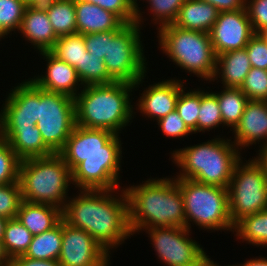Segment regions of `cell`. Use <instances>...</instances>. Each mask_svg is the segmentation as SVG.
Here are the masks:
<instances>
[{
	"instance_id": "obj_1",
	"label": "cell",
	"mask_w": 267,
	"mask_h": 266,
	"mask_svg": "<svg viewBox=\"0 0 267 266\" xmlns=\"http://www.w3.org/2000/svg\"><path fill=\"white\" fill-rule=\"evenodd\" d=\"M119 135L76 125L59 152L79 189H119L122 143ZM119 181V182H118Z\"/></svg>"
},
{
	"instance_id": "obj_2",
	"label": "cell",
	"mask_w": 267,
	"mask_h": 266,
	"mask_svg": "<svg viewBox=\"0 0 267 266\" xmlns=\"http://www.w3.org/2000/svg\"><path fill=\"white\" fill-rule=\"evenodd\" d=\"M79 191V195L66 201L62 219L70 226L89 233L111 254V248H117L132 235L125 189H122L120 197H115V190Z\"/></svg>"
},
{
	"instance_id": "obj_3",
	"label": "cell",
	"mask_w": 267,
	"mask_h": 266,
	"mask_svg": "<svg viewBox=\"0 0 267 266\" xmlns=\"http://www.w3.org/2000/svg\"><path fill=\"white\" fill-rule=\"evenodd\" d=\"M124 189L132 235L154 227H186L183 197L175 178H150Z\"/></svg>"
},
{
	"instance_id": "obj_4",
	"label": "cell",
	"mask_w": 267,
	"mask_h": 266,
	"mask_svg": "<svg viewBox=\"0 0 267 266\" xmlns=\"http://www.w3.org/2000/svg\"><path fill=\"white\" fill-rule=\"evenodd\" d=\"M144 77L136 84L115 81L83 87L74 98L76 125L119 135L134 115L130 92L138 88Z\"/></svg>"
},
{
	"instance_id": "obj_5",
	"label": "cell",
	"mask_w": 267,
	"mask_h": 266,
	"mask_svg": "<svg viewBox=\"0 0 267 266\" xmlns=\"http://www.w3.org/2000/svg\"><path fill=\"white\" fill-rule=\"evenodd\" d=\"M230 141L219 137L173 151L172 162L182 171L176 177L228 188L234 167L242 158Z\"/></svg>"
},
{
	"instance_id": "obj_6",
	"label": "cell",
	"mask_w": 267,
	"mask_h": 266,
	"mask_svg": "<svg viewBox=\"0 0 267 266\" xmlns=\"http://www.w3.org/2000/svg\"><path fill=\"white\" fill-rule=\"evenodd\" d=\"M19 183L26 202L64 209L72 172L59 153L21 160Z\"/></svg>"
},
{
	"instance_id": "obj_7",
	"label": "cell",
	"mask_w": 267,
	"mask_h": 266,
	"mask_svg": "<svg viewBox=\"0 0 267 266\" xmlns=\"http://www.w3.org/2000/svg\"><path fill=\"white\" fill-rule=\"evenodd\" d=\"M159 45L181 69L201 79L212 81L216 70V55L209 33L185 30L167 25L158 29Z\"/></svg>"
},
{
	"instance_id": "obj_8",
	"label": "cell",
	"mask_w": 267,
	"mask_h": 266,
	"mask_svg": "<svg viewBox=\"0 0 267 266\" xmlns=\"http://www.w3.org/2000/svg\"><path fill=\"white\" fill-rule=\"evenodd\" d=\"M183 197L186 228L194 222L205 230H230L234 225L229 215L228 188L208 185L193 179L176 178Z\"/></svg>"
},
{
	"instance_id": "obj_9",
	"label": "cell",
	"mask_w": 267,
	"mask_h": 266,
	"mask_svg": "<svg viewBox=\"0 0 267 266\" xmlns=\"http://www.w3.org/2000/svg\"><path fill=\"white\" fill-rule=\"evenodd\" d=\"M141 26L126 24L121 30L108 32L107 54L104 63L108 74L115 80L136 84L146 76V58L141 41Z\"/></svg>"
},
{
	"instance_id": "obj_10",
	"label": "cell",
	"mask_w": 267,
	"mask_h": 266,
	"mask_svg": "<svg viewBox=\"0 0 267 266\" xmlns=\"http://www.w3.org/2000/svg\"><path fill=\"white\" fill-rule=\"evenodd\" d=\"M229 215L233 225L242 217L267 208V177L250 159L235 165L228 185Z\"/></svg>"
},
{
	"instance_id": "obj_11",
	"label": "cell",
	"mask_w": 267,
	"mask_h": 266,
	"mask_svg": "<svg viewBox=\"0 0 267 266\" xmlns=\"http://www.w3.org/2000/svg\"><path fill=\"white\" fill-rule=\"evenodd\" d=\"M44 143L59 153L76 126L75 101L72 97L38 87V121Z\"/></svg>"
},
{
	"instance_id": "obj_12",
	"label": "cell",
	"mask_w": 267,
	"mask_h": 266,
	"mask_svg": "<svg viewBox=\"0 0 267 266\" xmlns=\"http://www.w3.org/2000/svg\"><path fill=\"white\" fill-rule=\"evenodd\" d=\"M146 232L158 259L167 266H200L206 256L203 247L189 237L186 227H154Z\"/></svg>"
},
{
	"instance_id": "obj_13",
	"label": "cell",
	"mask_w": 267,
	"mask_h": 266,
	"mask_svg": "<svg viewBox=\"0 0 267 266\" xmlns=\"http://www.w3.org/2000/svg\"><path fill=\"white\" fill-rule=\"evenodd\" d=\"M109 253L86 231L62 219L61 266H109Z\"/></svg>"
},
{
	"instance_id": "obj_14",
	"label": "cell",
	"mask_w": 267,
	"mask_h": 266,
	"mask_svg": "<svg viewBox=\"0 0 267 266\" xmlns=\"http://www.w3.org/2000/svg\"><path fill=\"white\" fill-rule=\"evenodd\" d=\"M255 35L246 9L219 12L209 31L215 55L243 49Z\"/></svg>"
},
{
	"instance_id": "obj_15",
	"label": "cell",
	"mask_w": 267,
	"mask_h": 266,
	"mask_svg": "<svg viewBox=\"0 0 267 266\" xmlns=\"http://www.w3.org/2000/svg\"><path fill=\"white\" fill-rule=\"evenodd\" d=\"M0 112V128H31L38 121V86L30 79L12 88Z\"/></svg>"
},
{
	"instance_id": "obj_16",
	"label": "cell",
	"mask_w": 267,
	"mask_h": 266,
	"mask_svg": "<svg viewBox=\"0 0 267 266\" xmlns=\"http://www.w3.org/2000/svg\"><path fill=\"white\" fill-rule=\"evenodd\" d=\"M183 81L168 79L149 85L138 99V110L156 121L176 110V103L183 89Z\"/></svg>"
},
{
	"instance_id": "obj_17",
	"label": "cell",
	"mask_w": 267,
	"mask_h": 266,
	"mask_svg": "<svg viewBox=\"0 0 267 266\" xmlns=\"http://www.w3.org/2000/svg\"><path fill=\"white\" fill-rule=\"evenodd\" d=\"M40 54L47 61L46 72L44 76H34L31 80L43 90L61 93L74 99L79 92L78 90H80V85L81 88L83 87L76 69L65 61L58 59L50 51H42Z\"/></svg>"
},
{
	"instance_id": "obj_18",
	"label": "cell",
	"mask_w": 267,
	"mask_h": 266,
	"mask_svg": "<svg viewBox=\"0 0 267 266\" xmlns=\"http://www.w3.org/2000/svg\"><path fill=\"white\" fill-rule=\"evenodd\" d=\"M233 133V143L238 150L256 142L264 143L261 146L267 145V101L249 100Z\"/></svg>"
},
{
	"instance_id": "obj_19",
	"label": "cell",
	"mask_w": 267,
	"mask_h": 266,
	"mask_svg": "<svg viewBox=\"0 0 267 266\" xmlns=\"http://www.w3.org/2000/svg\"><path fill=\"white\" fill-rule=\"evenodd\" d=\"M19 31L39 52L50 51L58 39L43 6L26 7Z\"/></svg>"
},
{
	"instance_id": "obj_20",
	"label": "cell",
	"mask_w": 267,
	"mask_h": 266,
	"mask_svg": "<svg viewBox=\"0 0 267 266\" xmlns=\"http://www.w3.org/2000/svg\"><path fill=\"white\" fill-rule=\"evenodd\" d=\"M77 33L82 35L121 30L124 23L117 15L98 5L75 0Z\"/></svg>"
},
{
	"instance_id": "obj_21",
	"label": "cell",
	"mask_w": 267,
	"mask_h": 266,
	"mask_svg": "<svg viewBox=\"0 0 267 266\" xmlns=\"http://www.w3.org/2000/svg\"><path fill=\"white\" fill-rule=\"evenodd\" d=\"M0 136L10 144L21 160L54 154L44 143L36 125L31 128H0Z\"/></svg>"
},
{
	"instance_id": "obj_22",
	"label": "cell",
	"mask_w": 267,
	"mask_h": 266,
	"mask_svg": "<svg viewBox=\"0 0 267 266\" xmlns=\"http://www.w3.org/2000/svg\"><path fill=\"white\" fill-rule=\"evenodd\" d=\"M251 68L246 48L225 52L216 56V70L212 80L221 77L224 87L240 88Z\"/></svg>"
},
{
	"instance_id": "obj_23",
	"label": "cell",
	"mask_w": 267,
	"mask_h": 266,
	"mask_svg": "<svg viewBox=\"0 0 267 266\" xmlns=\"http://www.w3.org/2000/svg\"><path fill=\"white\" fill-rule=\"evenodd\" d=\"M16 218L32 233L41 234L55 227L62 220V209L40 203L22 201Z\"/></svg>"
},
{
	"instance_id": "obj_24",
	"label": "cell",
	"mask_w": 267,
	"mask_h": 266,
	"mask_svg": "<svg viewBox=\"0 0 267 266\" xmlns=\"http://www.w3.org/2000/svg\"><path fill=\"white\" fill-rule=\"evenodd\" d=\"M218 14L217 8L209 3L200 0H186L173 25L185 30L209 33Z\"/></svg>"
},
{
	"instance_id": "obj_25",
	"label": "cell",
	"mask_w": 267,
	"mask_h": 266,
	"mask_svg": "<svg viewBox=\"0 0 267 266\" xmlns=\"http://www.w3.org/2000/svg\"><path fill=\"white\" fill-rule=\"evenodd\" d=\"M62 220L52 229L33 236L24 257L41 260H58L61 253Z\"/></svg>"
},
{
	"instance_id": "obj_26",
	"label": "cell",
	"mask_w": 267,
	"mask_h": 266,
	"mask_svg": "<svg viewBox=\"0 0 267 266\" xmlns=\"http://www.w3.org/2000/svg\"><path fill=\"white\" fill-rule=\"evenodd\" d=\"M43 7L58 38L77 33L75 0H50Z\"/></svg>"
},
{
	"instance_id": "obj_27",
	"label": "cell",
	"mask_w": 267,
	"mask_h": 266,
	"mask_svg": "<svg viewBox=\"0 0 267 266\" xmlns=\"http://www.w3.org/2000/svg\"><path fill=\"white\" fill-rule=\"evenodd\" d=\"M213 93L217 96L223 126L226 125L234 130L240 122L249 99L240 88L223 87L220 93Z\"/></svg>"
},
{
	"instance_id": "obj_28",
	"label": "cell",
	"mask_w": 267,
	"mask_h": 266,
	"mask_svg": "<svg viewBox=\"0 0 267 266\" xmlns=\"http://www.w3.org/2000/svg\"><path fill=\"white\" fill-rule=\"evenodd\" d=\"M237 239H242L248 244L267 246V208L251 215L242 217L234 224L233 232Z\"/></svg>"
},
{
	"instance_id": "obj_29",
	"label": "cell",
	"mask_w": 267,
	"mask_h": 266,
	"mask_svg": "<svg viewBox=\"0 0 267 266\" xmlns=\"http://www.w3.org/2000/svg\"><path fill=\"white\" fill-rule=\"evenodd\" d=\"M32 238V233L17 218L8 219L2 242L11 259L24 255Z\"/></svg>"
},
{
	"instance_id": "obj_30",
	"label": "cell",
	"mask_w": 267,
	"mask_h": 266,
	"mask_svg": "<svg viewBox=\"0 0 267 266\" xmlns=\"http://www.w3.org/2000/svg\"><path fill=\"white\" fill-rule=\"evenodd\" d=\"M50 52L76 69L77 66H82L84 53L87 52L84 36L74 33L59 37Z\"/></svg>"
},
{
	"instance_id": "obj_31",
	"label": "cell",
	"mask_w": 267,
	"mask_h": 266,
	"mask_svg": "<svg viewBox=\"0 0 267 266\" xmlns=\"http://www.w3.org/2000/svg\"><path fill=\"white\" fill-rule=\"evenodd\" d=\"M76 73L83 87L92 85H106L115 80L108 74L104 59L84 53L82 66L76 67Z\"/></svg>"
},
{
	"instance_id": "obj_32",
	"label": "cell",
	"mask_w": 267,
	"mask_h": 266,
	"mask_svg": "<svg viewBox=\"0 0 267 266\" xmlns=\"http://www.w3.org/2000/svg\"><path fill=\"white\" fill-rule=\"evenodd\" d=\"M223 124L217 96L213 92L200 90V108L197 120V133L209 131Z\"/></svg>"
},
{
	"instance_id": "obj_33",
	"label": "cell",
	"mask_w": 267,
	"mask_h": 266,
	"mask_svg": "<svg viewBox=\"0 0 267 266\" xmlns=\"http://www.w3.org/2000/svg\"><path fill=\"white\" fill-rule=\"evenodd\" d=\"M92 3L99 7L111 11L117 15L124 23H137L139 26L143 22V16L138 7L137 0H81Z\"/></svg>"
},
{
	"instance_id": "obj_34",
	"label": "cell",
	"mask_w": 267,
	"mask_h": 266,
	"mask_svg": "<svg viewBox=\"0 0 267 266\" xmlns=\"http://www.w3.org/2000/svg\"><path fill=\"white\" fill-rule=\"evenodd\" d=\"M26 7L21 0H0V40L19 31Z\"/></svg>"
},
{
	"instance_id": "obj_35",
	"label": "cell",
	"mask_w": 267,
	"mask_h": 266,
	"mask_svg": "<svg viewBox=\"0 0 267 266\" xmlns=\"http://www.w3.org/2000/svg\"><path fill=\"white\" fill-rule=\"evenodd\" d=\"M183 88L180 91L176 110L179 116L184 120L187 127L193 132L197 133V120L200 108V90H190L187 93Z\"/></svg>"
},
{
	"instance_id": "obj_36",
	"label": "cell",
	"mask_w": 267,
	"mask_h": 266,
	"mask_svg": "<svg viewBox=\"0 0 267 266\" xmlns=\"http://www.w3.org/2000/svg\"><path fill=\"white\" fill-rule=\"evenodd\" d=\"M20 163L10 144L0 136V185L18 182Z\"/></svg>"
},
{
	"instance_id": "obj_37",
	"label": "cell",
	"mask_w": 267,
	"mask_h": 266,
	"mask_svg": "<svg viewBox=\"0 0 267 266\" xmlns=\"http://www.w3.org/2000/svg\"><path fill=\"white\" fill-rule=\"evenodd\" d=\"M186 0H147L153 14L154 24H158L160 29L167 25H172L176 20L181 6Z\"/></svg>"
},
{
	"instance_id": "obj_38",
	"label": "cell",
	"mask_w": 267,
	"mask_h": 266,
	"mask_svg": "<svg viewBox=\"0 0 267 266\" xmlns=\"http://www.w3.org/2000/svg\"><path fill=\"white\" fill-rule=\"evenodd\" d=\"M240 90L249 100L267 101V70L252 67Z\"/></svg>"
},
{
	"instance_id": "obj_39",
	"label": "cell",
	"mask_w": 267,
	"mask_h": 266,
	"mask_svg": "<svg viewBox=\"0 0 267 266\" xmlns=\"http://www.w3.org/2000/svg\"><path fill=\"white\" fill-rule=\"evenodd\" d=\"M23 201L20 183L0 185V216L7 219L16 218Z\"/></svg>"
},
{
	"instance_id": "obj_40",
	"label": "cell",
	"mask_w": 267,
	"mask_h": 266,
	"mask_svg": "<svg viewBox=\"0 0 267 266\" xmlns=\"http://www.w3.org/2000/svg\"><path fill=\"white\" fill-rule=\"evenodd\" d=\"M157 124L159 125L160 130H162V134L170 138L184 137L190 133H193L187 127L184 120L179 116L177 110L159 119Z\"/></svg>"
},
{
	"instance_id": "obj_41",
	"label": "cell",
	"mask_w": 267,
	"mask_h": 266,
	"mask_svg": "<svg viewBox=\"0 0 267 266\" xmlns=\"http://www.w3.org/2000/svg\"><path fill=\"white\" fill-rule=\"evenodd\" d=\"M252 67L267 70V40L255 34L246 45Z\"/></svg>"
},
{
	"instance_id": "obj_42",
	"label": "cell",
	"mask_w": 267,
	"mask_h": 266,
	"mask_svg": "<svg viewBox=\"0 0 267 266\" xmlns=\"http://www.w3.org/2000/svg\"><path fill=\"white\" fill-rule=\"evenodd\" d=\"M245 8L255 34L267 28V0H246Z\"/></svg>"
},
{
	"instance_id": "obj_43",
	"label": "cell",
	"mask_w": 267,
	"mask_h": 266,
	"mask_svg": "<svg viewBox=\"0 0 267 266\" xmlns=\"http://www.w3.org/2000/svg\"><path fill=\"white\" fill-rule=\"evenodd\" d=\"M83 36L87 51L91 55L104 59L108 48V32L85 34Z\"/></svg>"
},
{
	"instance_id": "obj_44",
	"label": "cell",
	"mask_w": 267,
	"mask_h": 266,
	"mask_svg": "<svg viewBox=\"0 0 267 266\" xmlns=\"http://www.w3.org/2000/svg\"><path fill=\"white\" fill-rule=\"evenodd\" d=\"M213 5L219 12L246 9V0H200Z\"/></svg>"
},
{
	"instance_id": "obj_45",
	"label": "cell",
	"mask_w": 267,
	"mask_h": 266,
	"mask_svg": "<svg viewBox=\"0 0 267 266\" xmlns=\"http://www.w3.org/2000/svg\"><path fill=\"white\" fill-rule=\"evenodd\" d=\"M11 266H61L58 260L31 259L22 256L11 259Z\"/></svg>"
},
{
	"instance_id": "obj_46",
	"label": "cell",
	"mask_w": 267,
	"mask_h": 266,
	"mask_svg": "<svg viewBox=\"0 0 267 266\" xmlns=\"http://www.w3.org/2000/svg\"><path fill=\"white\" fill-rule=\"evenodd\" d=\"M255 162L262 168L263 173L267 177V145L261 146L257 158L254 157Z\"/></svg>"
},
{
	"instance_id": "obj_47",
	"label": "cell",
	"mask_w": 267,
	"mask_h": 266,
	"mask_svg": "<svg viewBox=\"0 0 267 266\" xmlns=\"http://www.w3.org/2000/svg\"><path fill=\"white\" fill-rule=\"evenodd\" d=\"M235 266H267V257H259L247 260L244 264H238Z\"/></svg>"
},
{
	"instance_id": "obj_48",
	"label": "cell",
	"mask_w": 267,
	"mask_h": 266,
	"mask_svg": "<svg viewBox=\"0 0 267 266\" xmlns=\"http://www.w3.org/2000/svg\"><path fill=\"white\" fill-rule=\"evenodd\" d=\"M0 265L11 266V258L8 256L3 242L0 240Z\"/></svg>"
},
{
	"instance_id": "obj_49",
	"label": "cell",
	"mask_w": 267,
	"mask_h": 266,
	"mask_svg": "<svg viewBox=\"0 0 267 266\" xmlns=\"http://www.w3.org/2000/svg\"><path fill=\"white\" fill-rule=\"evenodd\" d=\"M27 7L28 6H44L50 0H21Z\"/></svg>"
},
{
	"instance_id": "obj_50",
	"label": "cell",
	"mask_w": 267,
	"mask_h": 266,
	"mask_svg": "<svg viewBox=\"0 0 267 266\" xmlns=\"http://www.w3.org/2000/svg\"><path fill=\"white\" fill-rule=\"evenodd\" d=\"M7 222H8L7 218L0 216V240L1 241L3 240V237H4V231H5Z\"/></svg>"
},
{
	"instance_id": "obj_51",
	"label": "cell",
	"mask_w": 267,
	"mask_h": 266,
	"mask_svg": "<svg viewBox=\"0 0 267 266\" xmlns=\"http://www.w3.org/2000/svg\"><path fill=\"white\" fill-rule=\"evenodd\" d=\"M208 257H209L208 255L204 257L200 266H219L216 263H214V261L211 260V258ZM227 266H235V265H227Z\"/></svg>"
},
{
	"instance_id": "obj_52",
	"label": "cell",
	"mask_w": 267,
	"mask_h": 266,
	"mask_svg": "<svg viewBox=\"0 0 267 266\" xmlns=\"http://www.w3.org/2000/svg\"><path fill=\"white\" fill-rule=\"evenodd\" d=\"M265 40H267V28L259 33Z\"/></svg>"
}]
</instances>
